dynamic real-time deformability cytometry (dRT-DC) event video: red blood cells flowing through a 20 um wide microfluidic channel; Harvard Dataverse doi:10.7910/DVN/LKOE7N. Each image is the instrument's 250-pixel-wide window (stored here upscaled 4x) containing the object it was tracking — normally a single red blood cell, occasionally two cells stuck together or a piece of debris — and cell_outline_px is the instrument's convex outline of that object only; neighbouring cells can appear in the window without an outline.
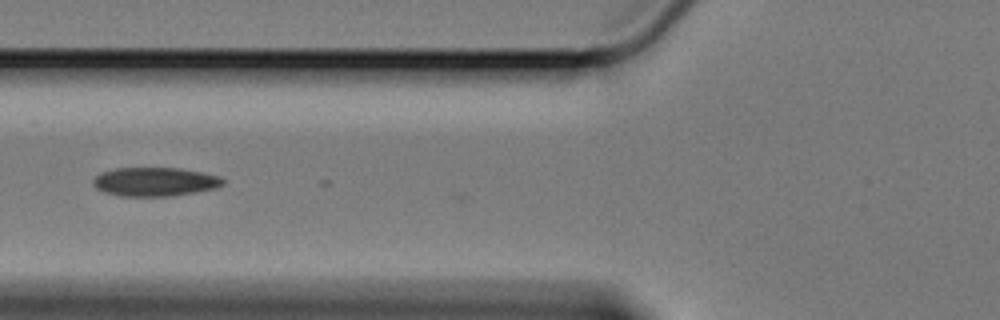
{"species": "Egyptian fruit bat (a non-hibernating species)", "species_latin": "Rousettus aegyptiacus", "temperature_condition": "cold", "stored_images_in_passage": 20, "camera_frame_rate_fps": 3000, "um_per_image_px": 0.085, "animal": {"sex": "female"}, "frame": {"image": 1, "passage_image": 2, "time_ms": 0.333, "image_size_px": [1000, 320], "cell_outline_px": [[224, 184], [216, 188], [196, 192], [172, 196], [120, 196], [104, 192], [96, 188], [92, 184], [92, 180], [100, 172], [116, 168], [180, 168], [220, 176], [224, 180]], "centroid_in_image_um": [13.15, 15.45], "position_along_channel_um": 112.7, "area_um2": 21.91}}
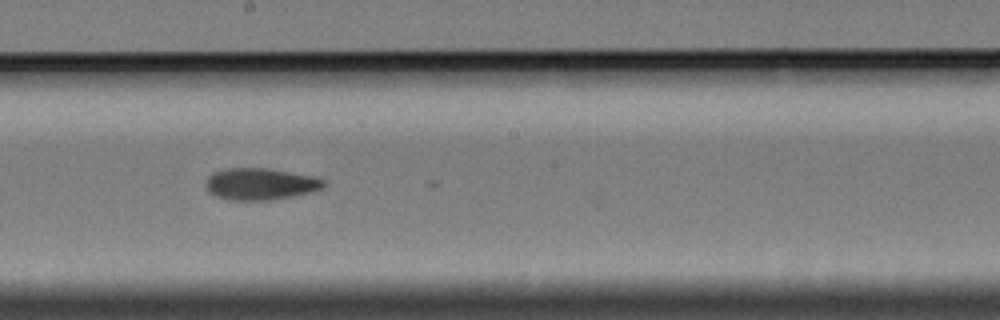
{"frame": {"image": 2, "passage_image": 12, "time_ms": 3.667, "image_size_px": [1000, 320], "cell_outline_px": [[328, 184], [312, 192], [292, 196], [268, 200], [228, 200], [216, 196], [208, 188], [208, 176], [212, 172], [228, 168], [264, 168], [312, 176], [324, 180]], "centroid_in_image_um": [22.15, 15.64], "position_along_channel_um": 226.1, "area_um2": 21.44}}
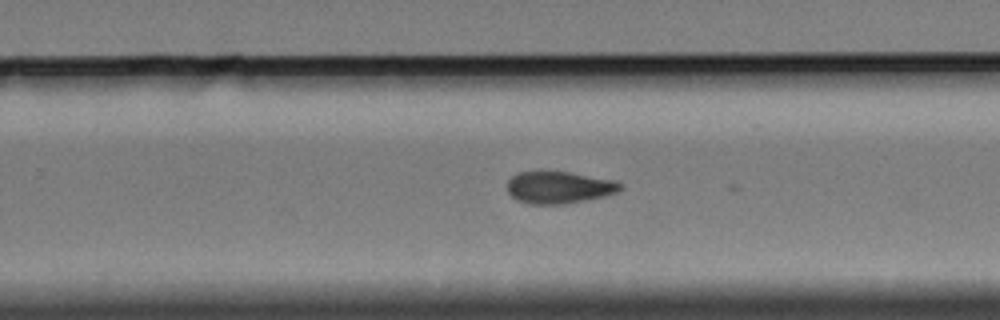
{"frame": {"image": 3, "passage_image": 17, "time_ms": 5.333, "image_size_px": [1000, 320], "cell_outline_px": [[624, 188], [616, 192], [604, 196], [564, 204], [528, 204], [516, 200], [508, 192], [508, 180], [512, 176], [520, 172], [568, 172], [616, 180], [624, 184]], "centroid_in_image_um": [47.54, 15.93], "position_along_channel_um": 282.3, "area_um2": 21.1}}